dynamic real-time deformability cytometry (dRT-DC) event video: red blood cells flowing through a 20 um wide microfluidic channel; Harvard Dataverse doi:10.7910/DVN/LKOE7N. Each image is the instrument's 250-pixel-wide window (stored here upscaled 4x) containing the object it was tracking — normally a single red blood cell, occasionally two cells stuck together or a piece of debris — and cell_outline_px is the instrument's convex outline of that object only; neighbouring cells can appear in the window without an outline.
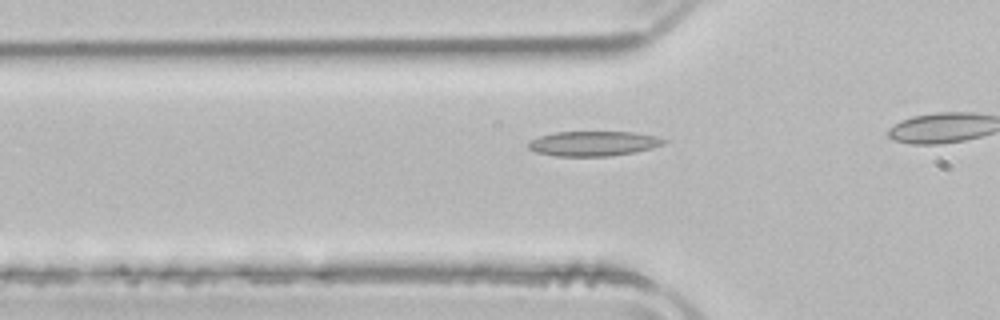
{"species": "common noctule bat (a hibernating species)", "species_latin": "Nyctalus noctula", "temperature_condition": "room temperature", "stored_images_in_passage": 13, "camera_frame_rate_fps": 3000, "um_per_image_px": 0.085, "animal": {"sex": "male", "body_mass_g": 21.5, "forearm_length_mm": 52.0}, "frame": {"image": 1, "passage_image": 8, "time_ms": 2.333, "image_size_px": [1000, 320], "cell_outline_px": [[668, 140], [664, 144], [652, 148], [636, 152], [608, 156], [556, 156], [536, 152], [528, 148], [528, 144], [532, 140], [540, 136], [556, 132], [636, 132], [660, 136]], "centroid_in_image_um": [50.51, 12.2], "position_along_channel_um": 75.3, "area_um2": 19.71}}
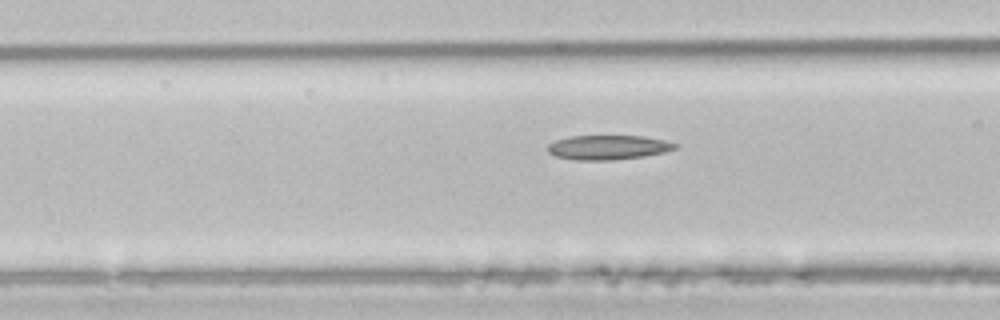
{"frame": {"image": 2, "passage_image": 11, "time_ms": 3.333, "image_size_px": [1000, 320], "cell_outline_px": [[680, 148], [664, 152], [644, 156], [612, 160], [576, 160], [556, 156], [548, 152], [548, 144], [556, 140], [568, 136], [644, 136], [664, 140], [680, 144]], "centroid_in_image_um": [51.73, 12.52], "position_along_channel_um": 114.9, "area_um2": 18.26}}